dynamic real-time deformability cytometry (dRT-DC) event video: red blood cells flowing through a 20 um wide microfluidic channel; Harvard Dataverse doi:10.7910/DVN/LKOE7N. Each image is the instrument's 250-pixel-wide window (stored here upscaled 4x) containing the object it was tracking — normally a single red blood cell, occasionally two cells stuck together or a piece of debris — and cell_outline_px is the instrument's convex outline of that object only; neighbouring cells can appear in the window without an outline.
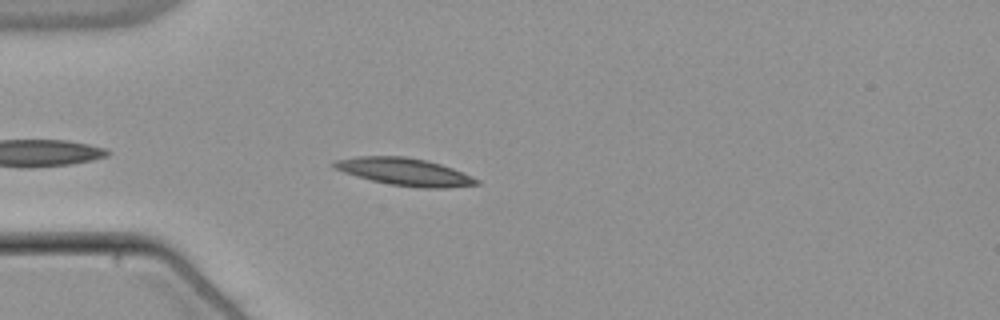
{"species": "common noctule bat (a hibernating species)", "species_latin": "Nyctalus noctula", "temperature_condition": "warm", "stored_images_in_passage": 40, "camera_frame_rate_fps": 3000, "um_per_image_px": 0.085, "animal": {"sex": "male", "body_mass_g": 21.5, "forearm_length_mm": 52.0}, "frame": {"image": 1, "passage_image": 4, "time_ms": 1.0, "image_size_px": [1000, 320], "cell_outline_px": [[480, 184], [444, 188], [420, 188], [392, 184], [372, 180], [356, 176], [332, 168], [332, 164], [336, 160], [356, 156], [404, 156], [424, 160], [440, 164], [452, 168], [472, 176], [480, 180]], "centroid_in_image_um": [34.39, 14.6], "position_along_channel_um": 50.6, "area_um2": 22.6}}
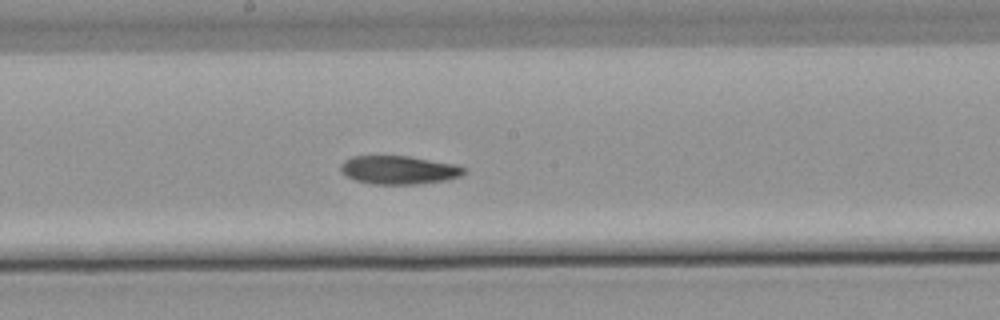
{"frame": {"image": 2, "passage_image": 18, "time_ms": 5.667, "image_size_px": [1000, 320], "cell_outline_px": [[468, 168], [460, 176], [448, 180], [416, 184], [372, 184], [356, 180], [340, 172], [340, 164], [344, 160], [352, 156], [408, 156], [456, 164]], "centroid_in_image_um": [33.91, 14.44], "position_along_channel_um": 214.3, "area_um2": 20.52}}
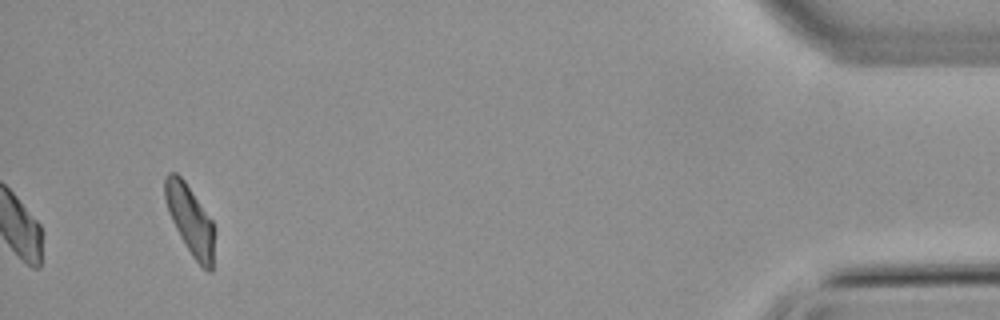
{"frame": {"image": 3, "passage_image": 40, "time_ms": 13.0, "image_size_px": [1000, 320], "cell_outline_px": [[216, 232], [212, 272], [208, 272], [192, 256], [180, 236], [168, 212], [164, 196], [164, 176], [168, 172], [176, 172], [184, 180], [212, 220], [216, 228]], "centroid_in_image_um": [16.19, 18.7], "position_along_channel_um": 419.0, "area_um2": 20.23}, "authors_computed_cell_mechanics": {"area_um2": 20.6346, "velocity_mm_per_s": 3.8045, "shape_relaxation_time_tau1_ms": 7.6872, "shape_relaxation_time_tau2_ms": 8.7473, "deformation_change_tau1": 0.1981, "deformation_change_tau2": 0.1744}}